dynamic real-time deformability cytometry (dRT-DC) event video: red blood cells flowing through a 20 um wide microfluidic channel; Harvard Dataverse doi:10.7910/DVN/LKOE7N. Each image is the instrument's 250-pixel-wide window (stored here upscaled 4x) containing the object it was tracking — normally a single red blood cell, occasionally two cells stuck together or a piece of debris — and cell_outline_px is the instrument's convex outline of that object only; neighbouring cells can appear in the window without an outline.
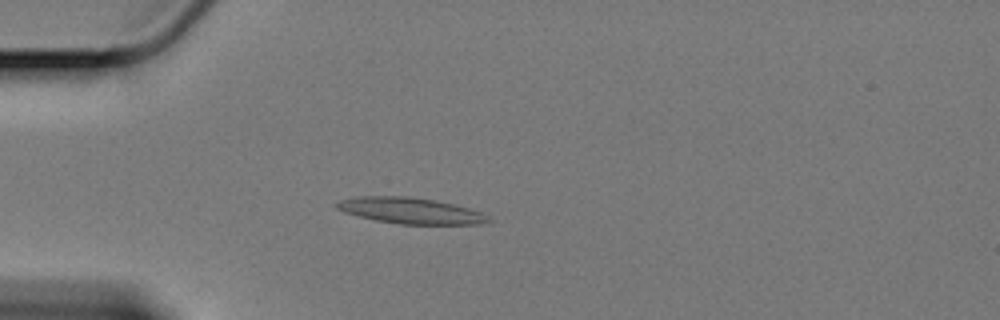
{"species": "Egyptian fruit bat (a non-hibernating species)", "species_latin": "Rousettus aegyptiacus", "temperature_condition": "cold", "stored_images_in_passage": 55, "camera_frame_rate_fps": 3000, "um_per_image_px": 0.085, "animal": {"sex": "female"}, "frame": {"image": 1, "passage_image": 12, "time_ms": 3.667, "image_size_px": [1000, 320], "cell_outline_px": [[492, 220], [488, 224], [400, 224], [376, 220], [344, 212], [336, 208], [332, 204], [340, 200], [356, 196], [408, 196], [436, 200], [468, 208], [480, 212], [488, 216]], "centroid_in_image_um": [34.88, 17.9], "position_along_channel_um": 50.1, "area_um2": 23.06}}
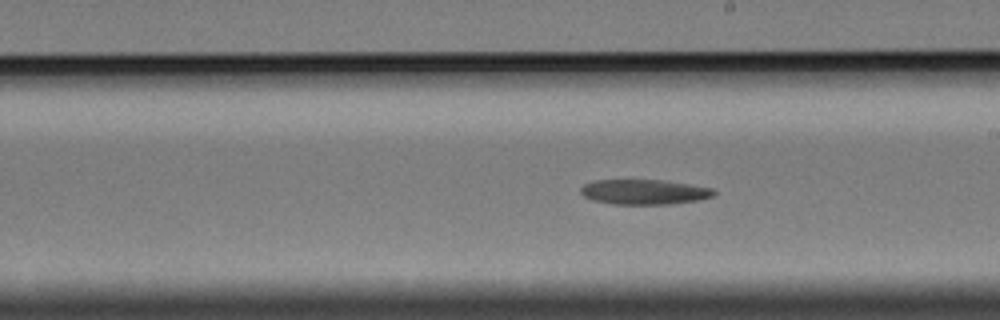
{"frame": {"image": 2, "passage_image": 30, "time_ms": 9.667, "image_size_px": [1000, 320], "cell_outline_px": [[716, 192], [712, 196], [700, 200], [672, 204], [612, 204], [592, 200], [584, 196], [580, 192], [580, 188], [584, 184], [596, 180], [664, 180], [712, 188]], "centroid_in_image_um": [54.75, 16.32], "position_along_channel_um": 234.3, "area_um2": 19.42}}
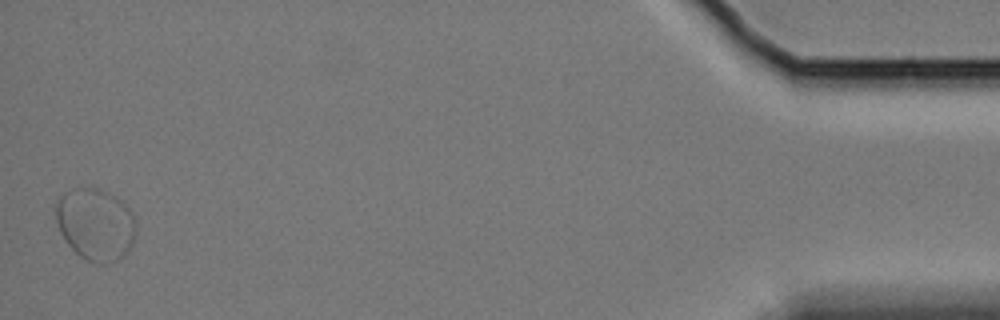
{"frame": {"image": 3, "passage_image": 55, "time_ms": 18.0, "image_size_px": [1000, 320], "cell_outline_px": [[136, 232], [132, 244], [120, 260], [108, 264], [96, 264], [80, 256], [68, 244], [60, 232], [56, 220], [56, 204], [60, 196], [64, 192], [80, 184], [84, 184], [100, 188], [116, 196], [132, 212], [136, 224]], "centroid_in_image_um": [8.11, 19.02], "position_along_channel_um": 427.1, "area_um2": 34.33}}